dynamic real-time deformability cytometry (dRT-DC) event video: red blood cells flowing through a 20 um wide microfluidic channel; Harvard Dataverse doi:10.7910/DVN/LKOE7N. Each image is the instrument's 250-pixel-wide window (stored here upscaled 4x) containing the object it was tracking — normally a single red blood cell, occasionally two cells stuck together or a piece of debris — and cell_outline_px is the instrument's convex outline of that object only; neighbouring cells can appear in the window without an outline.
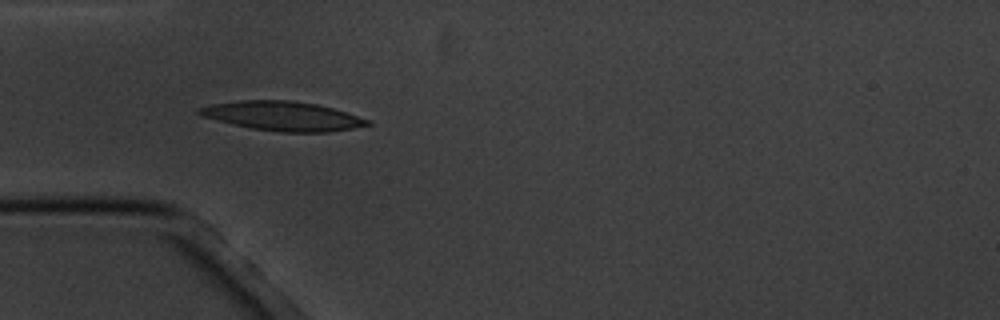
{"species": "common noctule bat (a hibernating species)", "species_latin": "Nyctalus noctula", "temperature_condition": "cold", "stored_images_in_passage": 4, "camera_frame_rate_fps": 3000, "um_per_image_px": 0.085, "animal": {"sex": "male", "body_mass_g": 20.1, "forearm_length_mm": 53.5}, "frame": {"image": 1, "passage_image": 3, "time_ms": 3.333, "image_size_px": [1000, 320], "cell_outline_px": [[372, 124], [352, 128], [328, 132], [284, 132], [252, 128], [200, 116], [196, 112], [196, 108], [212, 104], [240, 100], [288, 100], [316, 104], [332, 108], [372, 120]], "centroid_in_image_um": [24.02, 9.86], "position_along_channel_um": 61.0, "area_um2": 28.5}}
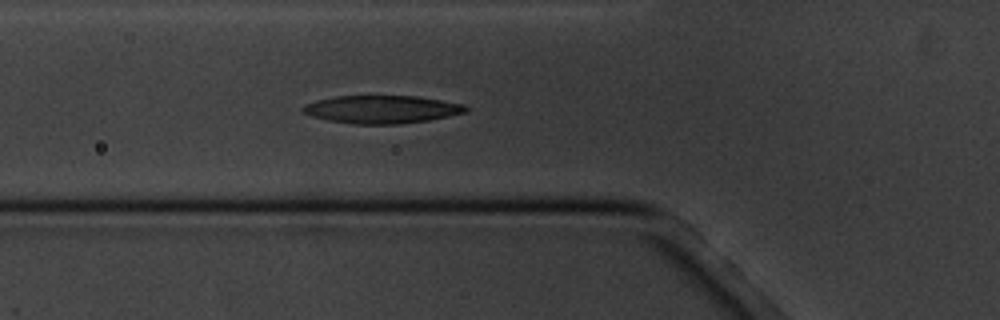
{"frame": {"image": 2, "passage_image": 4, "time_ms": 4.333, "image_size_px": [1000, 320], "cell_outline_px": [[468, 112], [428, 120], [400, 124], [352, 124], [328, 120], [312, 116], [304, 112], [300, 108], [304, 104], [316, 100], [336, 96], [416, 96], [464, 104], [468, 108]], "centroid_in_image_um": [32.44, 9.29], "position_along_channel_um": 93.4, "area_um2": 26.47}}